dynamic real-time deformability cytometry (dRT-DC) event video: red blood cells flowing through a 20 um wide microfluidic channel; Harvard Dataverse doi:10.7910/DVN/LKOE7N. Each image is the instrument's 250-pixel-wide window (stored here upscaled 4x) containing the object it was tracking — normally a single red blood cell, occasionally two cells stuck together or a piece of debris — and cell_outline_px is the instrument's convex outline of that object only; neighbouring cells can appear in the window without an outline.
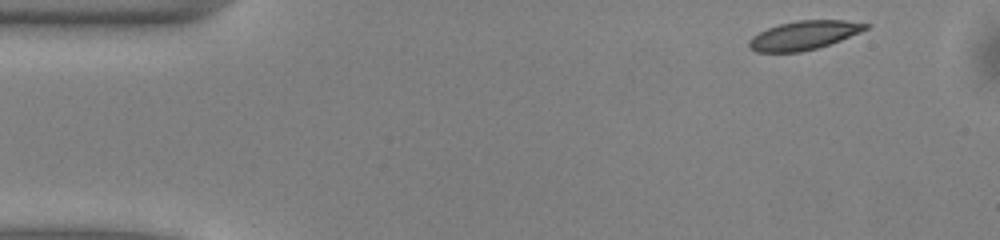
{"species": "common noctule bat (a hibernating species)", "species_latin": "Nyctalus noctula", "temperature_condition": "warm", "stored_images_in_passage": 39, "camera_frame_rate_fps": 3000, "um_per_image_px": 0.085, "animal": {"sex": "male", "body_mass_g": 13.0, "forearm_length_mm": 53.1}, "frame": {"image": 1, "passage_image": 1, "time_ms": 0.0, "image_size_px": [1000, 240], "cell_outline_px": [[872, 24], [868, 28], [860, 32], [840, 40], [816, 48], [800, 52], [756, 52], [748, 48], [748, 40], [752, 36], [768, 28], [780, 24], [796, 20], [844, 20]], "centroid_in_image_um": [68.31, 3.0], "position_along_channel_um": 16.7, "area_um2": 19.54}}
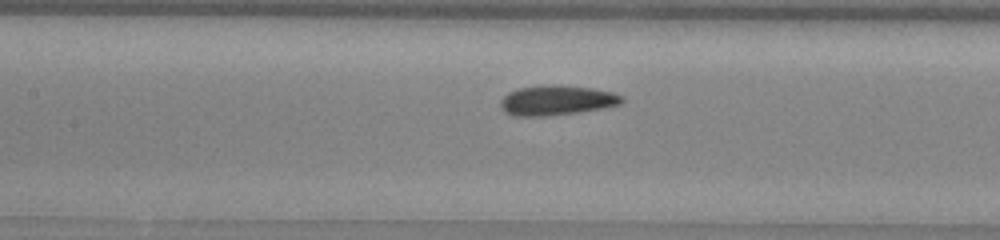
{"frame": {"image": 2, "passage_image": 19, "time_ms": 6.0, "image_size_px": [1000, 240], "cell_outline_px": [[624, 100], [620, 104], [600, 108], [576, 112], [544, 116], [512, 116], [504, 112], [500, 104], [500, 100], [508, 92], [520, 88], [552, 84], [592, 88], [612, 92], [624, 96]], "centroid_in_image_um": [47.29, 8.52], "position_along_channel_um": 160.1, "area_um2": 20.98}}
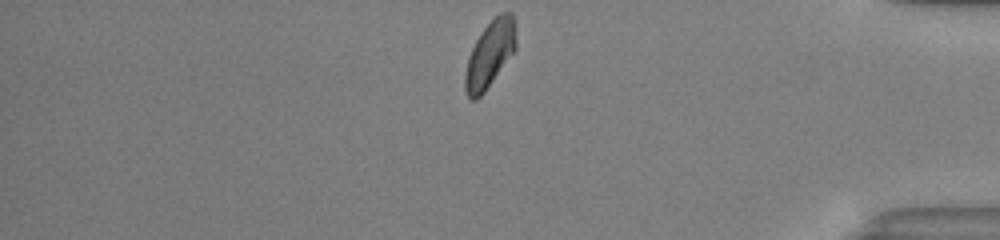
{"frame": {"image": 3, "passage_image": 39, "time_ms": 12.667, "image_size_px": [1000, 240], "cell_outline_px": [[516, 48], [484, 92], [476, 100], [472, 100], [468, 96], [464, 88], [464, 76], [468, 56], [476, 40], [484, 28], [500, 12], [512, 12], [516, 20]], "centroid_in_image_um": [41.65, 4.58], "position_along_channel_um": 393.6, "area_um2": 19.65}, "authors_computed_cell_mechanics": {"area_um2": 20.4612, "velocity_mm_per_s": 4.0096, "shape_relaxation_time_tau1_ms": 3.8246, "shape_relaxation_time_tau2_ms": 2.0709, "deformation_change_tau1": 0.0996, "deformation_change_tau2": 0.0616}}